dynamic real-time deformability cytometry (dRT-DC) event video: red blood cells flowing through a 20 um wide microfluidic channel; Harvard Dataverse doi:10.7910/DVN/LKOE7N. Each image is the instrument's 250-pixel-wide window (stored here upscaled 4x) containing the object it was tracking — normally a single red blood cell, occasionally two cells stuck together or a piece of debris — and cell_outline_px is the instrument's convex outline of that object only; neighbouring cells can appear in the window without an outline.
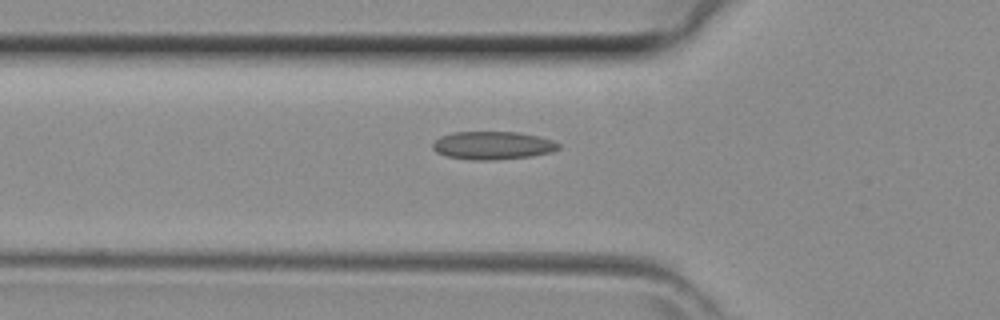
{"species": "common noctule bat (a hibernating species)", "species_latin": "Nyctalus noctula", "temperature_condition": "room temperature", "stored_images_in_passage": 23, "camera_frame_rate_fps": 3000, "um_per_image_px": 0.085, "animal": {"sex": "female", "body_mass_g": 29.2, "forearm_length_mm": 56.3}, "frame": {"image": 1, "passage_image": 2, "time_ms": 0.333, "image_size_px": [1000, 320], "cell_outline_px": [[560, 148], [552, 152], [532, 156], [496, 160], [472, 160], [448, 156], [436, 152], [432, 148], [432, 144], [440, 136], [452, 132], [516, 132], [536, 136], [552, 140], [560, 144]], "centroid_in_image_um": [41.87, 12.37], "position_along_channel_um": 83.9, "area_um2": 20.58}}
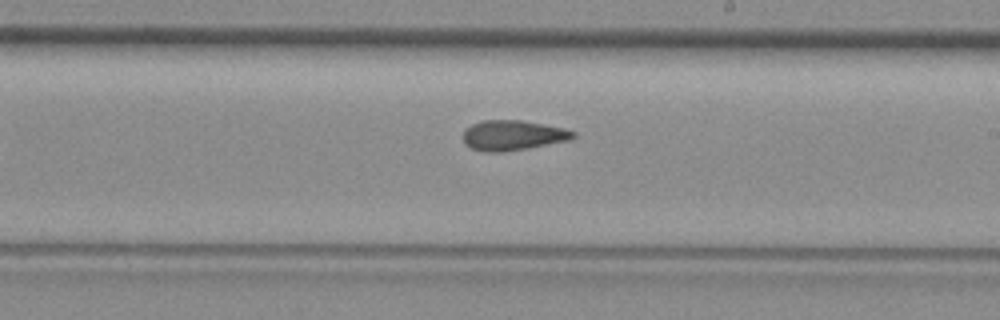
{"frame": {"image": 2, "passage_image": 12, "time_ms": 3.667, "image_size_px": [1000, 320], "cell_outline_px": [[576, 136], [568, 140], [528, 148], [504, 152], [484, 152], [472, 148], [464, 144], [464, 128], [472, 124], [484, 120], [520, 120], [564, 128], [576, 132]], "centroid_in_image_um": [43.56, 11.5], "position_along_channel_um": 245.4, "area_um2": 19.25}}
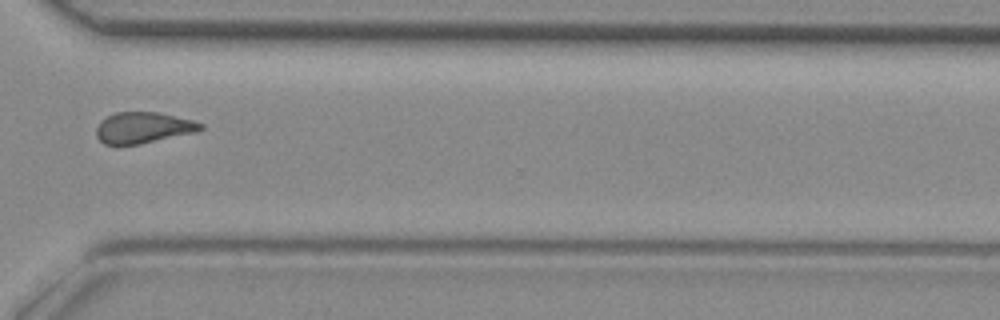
{"frame": {"image": 3, "passage_image": 19, "time_ms": 6.0, "image_size_px": [1000, 320], "cell_outline_px": [[204, 128], [196, 132], [140, 144], [104, 144], [96, 136], [96, 128], [100, 120], [116, 112], [160, 112], [192, 120], [204, 124]], "centroid_in_image_um": [12.18, 10.84], "position_along_channel_um": 358.4, "area_um2": 18.9}}